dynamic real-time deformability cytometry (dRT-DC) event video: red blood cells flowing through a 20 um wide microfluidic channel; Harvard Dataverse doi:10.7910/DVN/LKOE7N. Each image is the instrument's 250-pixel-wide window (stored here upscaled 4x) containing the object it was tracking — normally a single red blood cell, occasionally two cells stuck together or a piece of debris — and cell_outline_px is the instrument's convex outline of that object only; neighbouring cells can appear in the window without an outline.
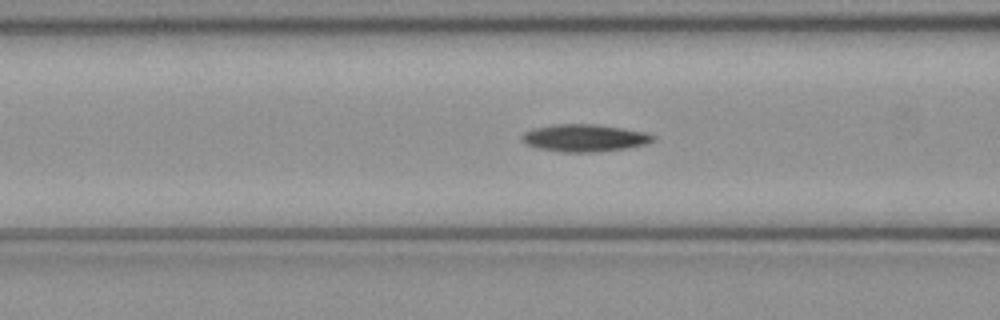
{"species": "common noctule bat (a hibernating species)", "species_latin": "Nyctalus noctula", "temperature_condition": "cold", "stored_images_in_passage": 46, "camera_frame_rate_fps": 3000, "um_per_image_px": 0.085, "animal": {"sex": "female", "body_mass_g": 21.9}, "frame": {"image": 1, "passage_image": 15, "time_ms": 4.667, "image_size_px": [1000, 320], "cell_outline_px": [[656, 140], [648, 144], [624, 148], [596, 152], [560, 152], [536, 148], [524, 144], [520, 140], [520, 136], [524, 132], [532, 128], [556, 124], [596, 124], [624, 128], [644, 132], [656, 136]], "centroid_in_image_um": [49.65, 11.73], "position_along_channel_um": 117.0, "area_um2": 21.21}}
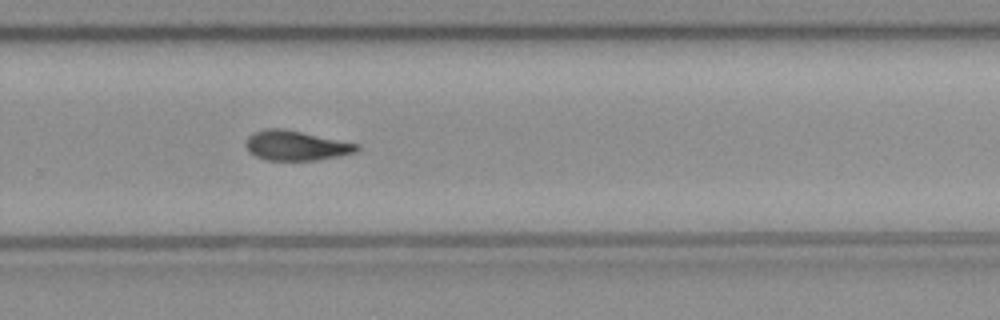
{"frame": {"image": 2, "passage_image": 29, "time_ms": 9.333, "image_size_px": [1000, 320], "cell_outline_px": [[360, 148], [356, 152], [316, 160], [264, 160], [248, 152], [244, 144], [248, 136], [252, 132], [264, 128], [284, 128], [360, 144]], "centroid_in_image_um": [25.11, 12.36], "position_along_channel_um": 304.7, "area_um2": 19.48}}
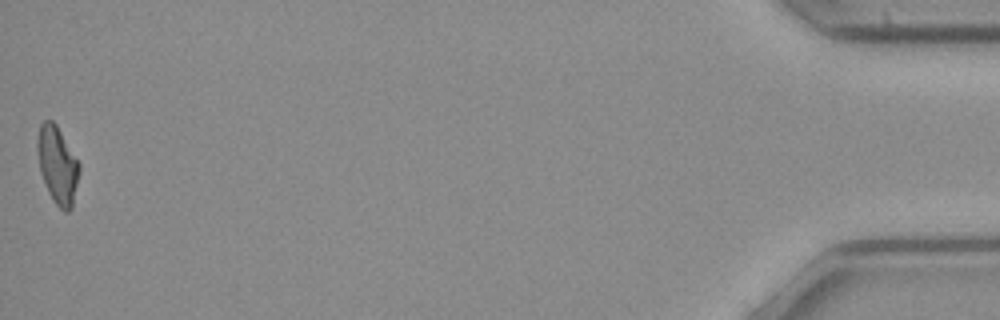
{"frame": {"image": 3, "passage_image": 46, "time_ms": 15.0, "image_size_px": [1000, 320], "cell_outline_px": [[80, 172], [72, 208], [68, 212], [64, 212], [52, 200], [48, 192], [40, 172], [36, 148], [36, 144], [40, 124], [44, 120], [52, 120], [56, 124], [80, 164]], "centroid_in_image_um": [4.88, 14.04], "position_along_channel_um": 430.3, "area_um2": 19.02}, "authors_computed_cell_mechanics": {"area_um2": 19.5942, "velocity_mm_per_s": 4.0206, "shape_relaxation_time_tau1_ms": 5.4389, "shape_relaxation_time_tau2_ms": null, "deformation_change_tau1": 0.1722, "deformation_change_tau2": null}}